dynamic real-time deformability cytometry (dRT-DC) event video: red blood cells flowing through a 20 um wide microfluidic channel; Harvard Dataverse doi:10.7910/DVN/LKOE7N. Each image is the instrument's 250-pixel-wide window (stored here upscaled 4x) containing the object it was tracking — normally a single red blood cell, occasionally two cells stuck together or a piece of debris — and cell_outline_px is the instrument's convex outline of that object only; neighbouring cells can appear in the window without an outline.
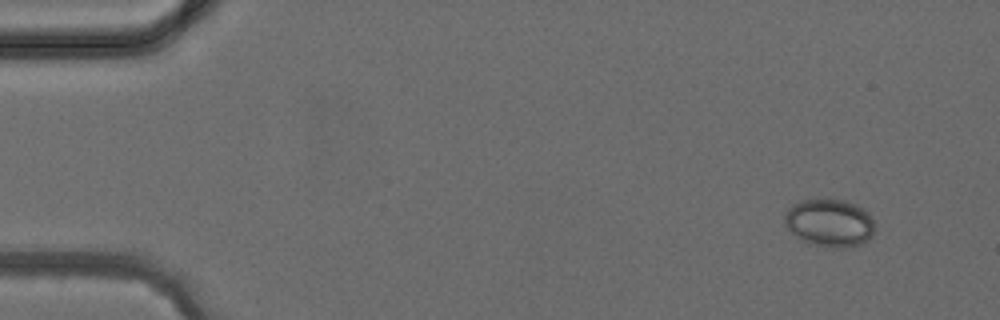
{"species": "common noctule bat (a hibernating species)", "species_latin": "Nyctalus noctula", "temperature_condition": "cold", "stored_images_in_passage": 2, "camera_frame_rate_fps": 3000, "um_per_image_px": 0.085, "animal": {"sex": "female", "body_mass_g": 24.6, "forearm_length_mm": 56.2}, "frame": {"image": 1, "passage_image": 1, "time_ms": 0.0, "image_size_px": [1000, 320], "cell_outline_px": [[872, 236], [868, 240], [860, 244], [844, 248], [836, 248], [808, 244], [800, 240], [784, 224], [784, 216], [788, 208], [792, 204], [800, 200], [844, 200], [856, 204], [864, 208], [868, 212], [872, 220]], "centroid_in_image_um": [70.48, 18.95], "position_along_channel_um": 14.5, "area_um2": 25.14}}